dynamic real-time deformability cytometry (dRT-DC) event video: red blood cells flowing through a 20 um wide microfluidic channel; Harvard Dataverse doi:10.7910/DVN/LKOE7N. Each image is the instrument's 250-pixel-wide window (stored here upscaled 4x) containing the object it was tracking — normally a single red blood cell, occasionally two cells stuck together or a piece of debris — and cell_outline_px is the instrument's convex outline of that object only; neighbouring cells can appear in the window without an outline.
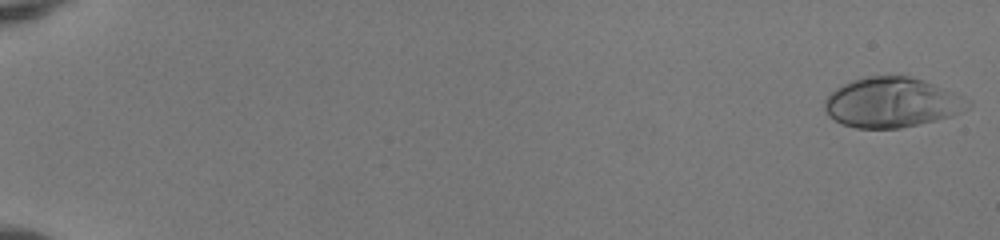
{"species": "human", "species_latin": "Homo sapiens", "temperature_condition": "room temperature", "stored_images_in_passage": 17, "camera_frame_rate_fps": 3000, "um_per_image_px": 0.085, "donor": {"sex": "female"}, "frame": {"image": 1, "passage_image": 1, "time_ms": 0.0, "image_size_px": [1000, 240], "cell_outline_px": [[972, 104], [968, 108], [952, 116], [936, 120], [900, 128], [856, 128], [840, 124], [828, 116], [824, 108], [824, 100], [836, 88], [852, 80], [864, 76], [908, 76], [932, 84], [972, 100]], "centroid_in_image_um": [75.78, 8.72], "position_along_channel_um": 9.2, "area_um2": 41.56}}